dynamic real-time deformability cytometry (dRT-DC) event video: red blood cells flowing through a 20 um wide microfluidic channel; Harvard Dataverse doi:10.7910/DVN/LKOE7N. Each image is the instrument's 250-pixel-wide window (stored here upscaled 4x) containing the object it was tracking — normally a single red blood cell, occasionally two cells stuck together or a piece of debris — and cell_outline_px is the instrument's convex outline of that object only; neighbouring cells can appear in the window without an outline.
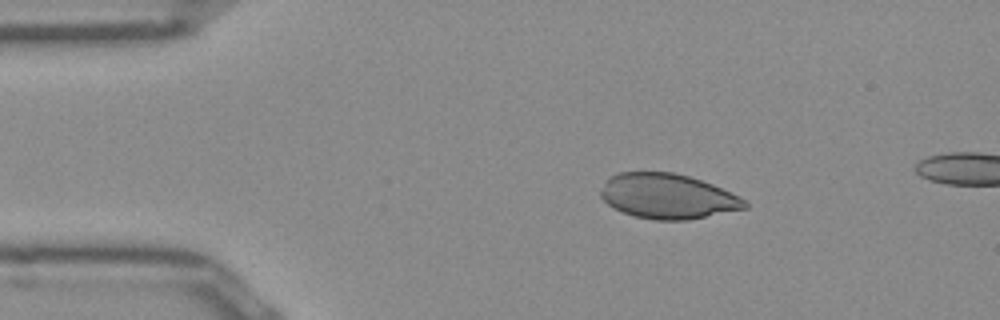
{"species": "Egyptian fruit bat (a non-hibernating species)", "species_latin": "Rousettus aegyptiacus", "temperature_condition": "room temperature", "stored_images_in_passage": 10, "camera_frame_rate_fps": 3000, "um_per_image_px": 0.085, "frame": {"image": 1, "passage_image": 5, "time_ms": 1.333, "image_size_px": [1000, 320], "cell_outline_px": [[748, 208], [688, 220], [652, 220], [636, 216], [624, 212], [608, 204], [600, 196], [600, 192], [608, 180], [612, 176], [620, 172], [672, 172], [688, 176], [712, 184], [744, 200], [748, 204]], "centroid_in_image_um": [56.75, 16.69], "position_along_channel_um": 28.2, "area_um2": 37.22}}